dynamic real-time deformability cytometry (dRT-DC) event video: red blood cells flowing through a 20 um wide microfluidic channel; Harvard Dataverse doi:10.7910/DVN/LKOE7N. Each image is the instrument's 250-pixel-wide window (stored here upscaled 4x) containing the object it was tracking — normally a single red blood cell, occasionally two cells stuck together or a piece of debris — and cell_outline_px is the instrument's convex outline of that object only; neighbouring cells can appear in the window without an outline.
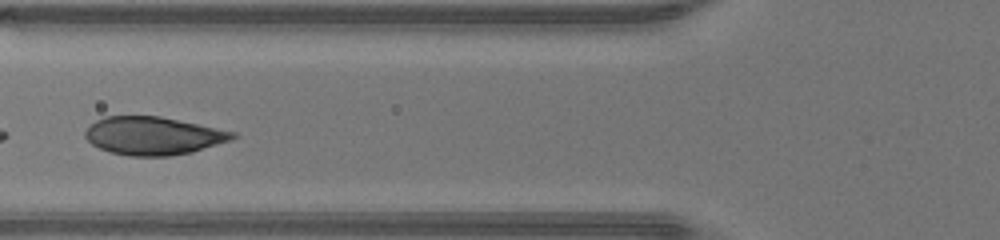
{"species": "human", "species_latin": "Homo sapiens", "temperature_condition": "warm", "stored_images_in_passage": 15, "segment_of_instrument_passage": [2, 2], "camera_frame_rate_fps": 3000, "um_per_image_px": 0.085, "donor": {"sex": "male"}, "frame": {"image": 1, "passage_image": 9, "time_ms": 2.667, "image_size_px": [1000, 240], "cell_outline_px": [[240, 136], [232, 140], [192, 152], [168, 156], [128, 156], [112, 152], [100, 148], [92, 144], [84, 136], [84, 132], [96, 120], [104, 116], [160, 116], [236, 132]], "centroid_in_image_um": [13.05, 11.54], "position_along_channel_um": 112.7, "area_um2": 32.66}}